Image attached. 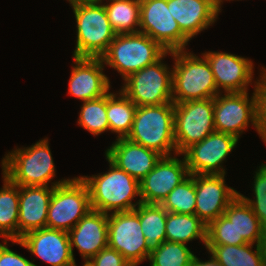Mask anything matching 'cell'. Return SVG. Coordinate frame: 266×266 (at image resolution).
<instances>
[{
  "label": "cell",
  "mask_w": 266,
  "mask_h": 266,
  "mask_svg": "<svg viewBox=\"0 0 266 266\" xmlns=\"http://www.w3.org/2000/svg\"><path fill=\"white\" fill-rule=\"evenodd\" d=\"M8 240L0 243V266H37L27 258L8 248Z\"/></svg>",
  "instance_id": "37"
},
{
  "label": "cell",
  "mask_w": 266,
  "mask_h": 266,
  "mask_svg": "<svg viewBox=\"0 0 266 266\" xmlns=\"http://www.w3.org/2000/svg\"><path fill=\"white\" fill-rule=\"evenodd\" d=\"M108 246L132 266H138L149 258L151 250L141 229L139 205L131 211L108 214Z\"/></svg>",
  "instance_id": "10"
},
{
  "label": "cell",
  "mask_w": 266,
  "mask_h": 266,
  "mask_svg": "<svg viewBox=\"0 0 266 266\" xmlns=\"http://www.w3.org/2000/svg\"><path fill=\"white\" fill-rule=\"evenodd\" d=\"M194 257L187 244L164 241L149 255L150 266H190Z\"/></svg>",
  "instance_id": "30"
},
{
  "label": "cell",
  "mask_w": 266,
  "mask_h": 266,
  "mask_svg": "<svg viewBox=\"0 0 266 266\" xmlns=\"http://www.w3.org/2000/svg\"><path fill=\"white\" fill-rule=\"evenodd\" d=\"M167 6L190 40L214 24L220 13L217 0H167Z\"/></svg>",
  "instance_id": "22"
},
{
  "label": "cell",
  "mask_w": 266,
  "mask_h": 266,
  "mask_svg": "<svg viewBox=\"0 0 266 266\" xmlns=\"http://www.w3.org/2000/svg\"><path fill=\"white\" fill-rule=\"evenodd\" d=\"M237 143L235 136L215 131L191 145L181 155L184 156L190 175H226L223 161Z\"/></svg>",
  "instance_id": "13"
},
{
  "label": "cell",
  "mask_w": 266,
  "mask_h": 266,
  "mask_svg": "<svg viewBox=\"0 0 266 266\" xmlns=\"http://www.w3.org/2000/svg\"><path fill=\"white\" fill-rule=\"evenodd\" d=\"M253 245H206L205 248L223 266H266V244Z\"/></svg>",
  "instance_id": "24"
},
{
  "label": "cell",
  "mask_w": 266,
  "mask_h": 266,
  "mask_svg": "<svg viewBox=\"0 0 266 266\" xmlns=\"http://www.w3.org/2000/svg\"><path fill=\"white\" fill-rule=\"evenodd\" d=\"M219 93L214 97V128L216 132L235 136L238 140L250 122L258 133L255 92Z\"/></svg>",
  "instance_id": "12"
},
{
  "label": "cell",
  "mask_w": 266,
  "mask_h": 266,
  "mask_svg": "<svg viewBox=\"0 0 266 266\" xmlns=\"http://www.w3.org/2000/svg\"><path fill=\"white\" fill-rule=\"evenodd\" d=\"M224 215L235 226L236 241L266 244V228L261 224L249 204L239 195L228 205Z\"/></svg>",
  "instance_id": "23"
},
{
  "label": "cell",
  "mask_w": 266,
  "mask_h": 266,
  "mask_svg": "<svg viewBox=\"0 0 266 266\" xmlns=\"http://www.w3.org/2000/svg\"><path fill=\"white\" fill-rule=\"evenodd\" d=\"M167 211L160 204H139V219L143 235L150 250L166 241Z\"/></svg>",
  "instance_id": "29"
},
{
  "label": "cell",
  "mask_w": 266,
  "mask_h": 266,
  "mask_svg": "<svg viewBox=\"0 0 266 266\" xmlns=\"http://www.w3.org/2000/svg\"><path fill=\"white\" fill-rule=\"evenodd\" d=\"M91 209L86 183L74 177L54 187L46 227L69 232Z\"/></svg>",
  "instance_id": "8"
},
{
  "label": "cell",
  "mask_w": 266,
  "mask_h": 266,
  "mask_svg": "<svg viewBox=\"0 0 266 266\" xmlns=\"http://www.w3.org/2000/svg\"><path fill=\"white\" fill-rule=\"evenodd\" d=\"M214 128V98L174 103V139L178 156Z\"/></svg>",
  "instance_id": "9"
},
{
  "label": "cell",
  "mask_w": 266,
  "mask_h": 266,
  "mask_svg": "<svg viewBox=\"0 0 266 266\" xmlns=\"http://www.w3.org/2000/svg\"><path fill=\"white\" fill-rule=\"evenodd\" d=\"M92 266H132L115 249L107 246L88 261Z\"/></svg>",
  "instance_id": "36"
},
{
  "label": "cell",
  "mask_w": 266,
  "mask_h": 266,
  "mask_svg": "<svg viewBox=\"0 0 266 266\" xmlns=\"http://www.w3.org/2000/svg\"><path fill=\"white\" fill-rule=\"evenodd\" d=\"M210 64L219 93L247 92L252 85L254 66L251 59L226 52L202 53Z\"/></svg>",
  "instance_id": "15"
},
{
  "label": "cell",
  "mask_w": 266,
  "mask_h": 266,
  "mask_svg": "<svg viewBox=\"0 0 266 266\" xmlns=\"http://www.w3.org/2000/svg\"><path fill=\"white\" fill-rule=\"evenodd\" d=\"M76 19V45L73 57L101 58L116 37L104 4L72 7Z\"/></svg>",
  "instance_id": "6"
},
{
  "label": "cell",
  "mask_w": 266,
  "mask_h": 266,
  "mask_svg": "<svg viewBox=\"0 0 266 266\" xmlns=\"http://www.w3.org/2000/svg\"><path fill=\"white\" fill-rule=\"evenodd\" d=\"M11 242L21 245L51 266L75 264L67 231L45 227L28 232L20 240H11Z\"/></svg>",
  "instance_id": "16"
},
{
  "label": "cell",
  "mask_w": 266,
  "mask_h": 266,
  "mask_svg": "<svg viewBox=\"0 0 266 266\" xmlns=\"http://www.w3.org/2000/svg\"><path fill=\"white\" fill-rule=\"evenodd\" d=\"M207 225L196 214L167 212L166 241L187 244L200 239L206 246Z\"/></svg>",
  "instance_id": "25"
},
{
  "label": "cell",
  "mask_w": 266,
  "mask_h": 266,
  "mask_svg": "<svg viewBox=\"0 0 266 266\" xmlns=\"http://www.w3.org/2000/svg\"><path fill=\"white\" fill-rule=\"evenodd\" d=\"M136 109L135 103L121 90L119 93L106 94V115L109 128L112 133L117 134V139L126 138L129 135Z\"/></svg>",
  "instance_id": "26"
},
{
  "label": "cell",
  "mask_w": 266,
  "mask_h": 266,
  "mask_svg": "<svg viewBox=\"0 0 266 266\" xmlns=\"http://www.w3.org/2000/svg\"><path fill=\"white\" fill-rule=\"evenodd\" d=\"M0 188V237L4 240H18L19 186L5 175Z\"/></svg>",
  "instance_id": "27"
},
{
  "label": "cell",
  "mask_w": 266,
  "mask_h": 266,
  "mask_svg": "<svg viewBox=\"0 0 266 266\" xmlns=\"http://www.w3.org/2000/svg\"><path fill=\"white\" fill-rule=\"evenodd\" d=\"M167 52L160 60L132 73L125 80L121 91L136 106L161 105L173 103V68L163 63Z\"/></svg>",
  "instance_id": "7"
},
{
  "label": "cell",
  "mask_w": 266,
  "mask_h": 266,
  "mask_svg": "<svg viewBox=\"0 0 266 266\" xmlns=\"http://www.w3.org/2000/svg\"><path fill=\"white\" fill-rule=\"evenodd\" d=\"M173 56V103L214 98L219 94L209 62L186 50L170 52Z\"/></svg>",
  "instance_id": "2"
},
{
  "label": "cell",
  "mask_w": 266,
  "mask_h": 266,
  "mask_svg": "<svg viewBox=\"0 0 266 266\" xmlns=\"http://www.w3.org/2000/svg\"><path fill=\"white\" fill-rule=\"evenodd\" d=\"M103 1L105 0H99V3L103 4ZM114 1H119V0H107L106 3L114 2Z\"/></svg>",
  "instance_id": "41"
},
{
  "label": "cell",
  "mask_w": 266,
  "mask_h": 266,
  "mask_svg": "<svg viewBox=\"0 0 266 266\" xmlns=\"http://www.w3.org/2000/svg\"><path fill=\"white\" fill-rule=\"evenodd\" d=\"M109 170L103 174L80 176L89 189L91 208L110 214L134 210L141 199L134 203L133 199L140 195V181L119 169L107 157Z\"/></svg>",
  "instance_id": "1"
},
{
  "label": "cell",
  "mask_w": 266,
  "mask_h": 266,
  "mask_svg": "<svg viewBox=\"0 0 266 266\" xmlns=\"http://www.w3.org/2000/svg\"><path fill=\"white\" fill-rule=\"evenodd\" d=\"M190 266H223L213 255L207 261L199 260L196 255H194Z\"/></svg>",
  "instance_id": "38"
},
{
  "label": "cell",
  "mask_w": 266,
  "mask_h": 266,
  "mask_svg": "<svg viewBox=\"0 0 266 266\" xmlns=\"http://www.w3.org/2000/svg\"><path fill=\"white\" fill-rule=\"evenodd\" d=\"M71 7H75L78 5H87V4H96L99 3V0H67Z\"/></svg>",
  "instance_id": "39"
},
{
  "label": "cell",
  "mask_w": 266,
  "mask_h": 266,
  "mask_svg": "<svg viewBox=\"0 0 266 266\" xmlns=\"http://www.w3.org/2000/svg\"><path fill=\"white\" fill-rule=\"evenodd\" d=\"M167 51L145 33L117 34L101 57L104 65L117 70L125 80L132 73L154 64Z\"/></svg>",
  "instance_id": "5"
},
{
  "label": "cell",
  "mask_w": 266,
  "mask_h": 266,
  "mask_svg": "<svg viewBox=\"0 0 266 266\" xmlns=\"http://www.w3.org/2000/svg\"><path fill=\"white\" fill-rule=\"evenodd\" d=\"M160 205L167 212L195 214L196 190L193 175L178 184Z\"/></svg>",
  "instance_id": "31"
},
{
  "label": "cell",
  "mask_w": 266,
  "mask_h": 266,
  "mask_svg": "<svg viewBox=\"0 0 266 266\" xmlns=\"http://www.w3.org/2000/svg\"><path fill=\"white\" fill-rule=\"evenodd\" d=\"M73 59L68 94L85 102L109 93L110 80L103 73L105 65L101 58L73 57Z\"/></svg>",
  "instance_id": "18"
},
{
  "label": "cell",
  "mask_w": 266,
  "mask_h": 266,
  "mask_svg": "<svg viewBox=\"0 0 266 266\" xmlns=\"http://www.w3.org/2000/svg\"><path fill=\"white\" fill-rule=\"evenodd\" d=\"M196 190L195 214L208 225L224 215L238 191L225 184V175H193Z\"/></svg>",
  "instance_id": "17"
},
{
  "label": "cell",
  "mask_w": 266,
  "mask_h": 266,
  "mask_svg": "<svg viewBox=\"0 0 266 266\" xmlns=\"http://www.w3.org/2000/svg\"><path fill=\"white\" fill-rule=\"evenodd\" d=\"M254 198L250 199L240 192L238 195L245 200L261 224L266 228V164H261L255 171L253 184Z\"/></svg>",
  "instance_id": "34"
},
{
  "label": "cell",
  "mask_w": 266,
  "mask_h": 266,
  "mask_svg": "<svg viewBox=\"0 0 266 266\" xmlns=\"http://www.w3.org/2000/svg\"><path fill=\"white\" fill-rule=\"evenodd\" d=\"M261 76L254 82V92L257 100L258 134L266 144V68L262 67Z\"/></svg>",
  "instance_id": "35"
},
{
  "label": "cell",
  "mask_w": 266,
  "mask_h": 266,
  "mask_svg": "<svg viewBox=\"0 0 266 266\" xmlns=\"http://www.w3.org/2000/svg\"><path fill=\"white\" fill-rule=\"evenodd\" d=\"M223 1L224 0H217V6H218L219 12H221V5H222ZM226 1H228V0H226ZM229 1H231V0H229Z\"/></svg>",
  "instance_id": "40"
},
{
  "label": "cell",
  "mask_w": 266,
  "mask_h": 266,
  "mask_svg": "<svg viewBox=\"0 0 266 266\" xmlns=\"http://www.w3.org/2000/svg\"><path fill=\"white\" fill-rule=\"evenodd\" d=\"M68 179L51 182V186H19L18 240L26 233L45 228L49 202L55 186Z\"/></svg>",
  "instance_id": "19"
},
{
  "label": "cell",
  "mask_w": 266,
  "mask_h": 266,
  "mask_svg": "<svg viewBox=\"0 0 266 266\" xmlns=\"http://www.w3.org/2000/svg\"><path fill=\"white\" fill-rule=\"evenodd\" d=\"M2 175L18 186H49L55 177V165L48 138L30 147L8 152L1 162Z\"/></svg>",
  "instance_id": "3"
},
{
  "label": "cell",
  "mask_w": 266,
  "mask_h": 266,
  "mask_svg": "<svg viewBox=\"0 0 266 266\" xmlns=\"http://www.w3.org/2000/svg\"><path fill=\"white\" fill-rule=\"evenodd\" d=\"M73 266H76V263ZM83 266H92V265L88 261H84V265Z\"/></svg>",
  "instance_id": "42"
},
{
  "label": "cell",
  "mask_w": 266,
  "mask_h": 266,
  "mask_svg": "<svg viewBox=\"0 0 266 266\" xmlns=\"http://www.w3.org/2000/svg\"><path fill=\"white\" fill-rule=\"evenodd\" d=\"M68 234L73 258L75 246L84 261H89L108 246V214L91 209Z\"/></svg>",
  "instance_id": "20"
},
{
  "label": "cell",
  "mask_w": 266,
  "mask_h": 266,
  "mask_svg": "<svg viewBox=\"0 0 266 266\" xmlns=\"http://www.w3.org/2000/svg\"><path fill=\"white\" fill-rule=\"evenodd\" d=\"M104 8L116 34L139 32L140 0H119L104 3Z\"/></svg>",
  "instance_id": "28"
},
{
  "label": "cell",
  "mask_w": 266,
  "mask_h": 266,
  "mask_svg": "<svg viewBox=\"0 0 266 266\" xmlns=\"http://www.w3.org/2000/svg\"><path fill=\"white\" fill-rule=\"evenodd\" d=\"M162 156L154 168L140 180V199L144 204H161L168 194L190 174L186 161Z\"/></svg>",
  "instance_id": "14"
},
{
  "label": "cell",
  "mask_w": 266,
  "mask_h": 266,
  "mask_svg": "<svg viewBox=\"0 0 266 266\" xmlns=\"http://www.w3.org/2000/svg\"><path fill=\"white\" fill-rule=\"evenodd\" d=\"M245 241H236L234 224L221 215L207 225L206 245H242Z\"/></svg>",
  "instance_id": "33"
},
{
  "label": "cell",
  "mask_w": 266,
  "mask_h": 266,
  "mask_svg": "<svg viewBox=\"0 0 266 266\" xmlns=\"http://www.w3.org/2000/svg\"><path fill=\"white\" fill-rule=\"evenodd\" d=\"M127 139L162 156L177 154L174 139V103L137 106Z\"/></svg>",
  "instance_id": "4"
},
{
  "label": "cell",
  "mask_w": 266,
  "mask_h": 266,
  "mask_svg": "<svg viewBox=\"0 0 266 266\" xmlns=\"http://www.w3.org/2000/svg\"><path fill=\"white\" fill-rule=\"evenodd\" d=\"M105 157L140 181L154 168L162 155L127 138H119L105 151Z\"/></svg>",
  "instance_id": "21"
},
{
  "label": "cell",
  "mask_w": 266,
  "mask_h": 266,
  "mask_svg": "<svg viewBox=\"0 0 266 266\" xmlns=\"http://www.w3.org/2000/svg\"><path fill=\"white\" fill-rule=\"evenodd\" d=\"M77 123L94 136L110 131L106 115V95L83 102Z\"/></svg>",
  "instance_id": "32"
},
{
  "label": "cell",
  "mask_w": 266,
  "mask_h": 266,
  "mask_svg": "<svg viewBox=\"0 0 266 266\" xmlns=\"http://www.w3.org/2000/svg\"><path fill=\"white\" fill-rule=\"evenodd\" d=\"M167 52L187 50L190 39L180 30L167 0H140V28Z\"/></svg>",
  "instance_id": "11"
}]
</instances>
